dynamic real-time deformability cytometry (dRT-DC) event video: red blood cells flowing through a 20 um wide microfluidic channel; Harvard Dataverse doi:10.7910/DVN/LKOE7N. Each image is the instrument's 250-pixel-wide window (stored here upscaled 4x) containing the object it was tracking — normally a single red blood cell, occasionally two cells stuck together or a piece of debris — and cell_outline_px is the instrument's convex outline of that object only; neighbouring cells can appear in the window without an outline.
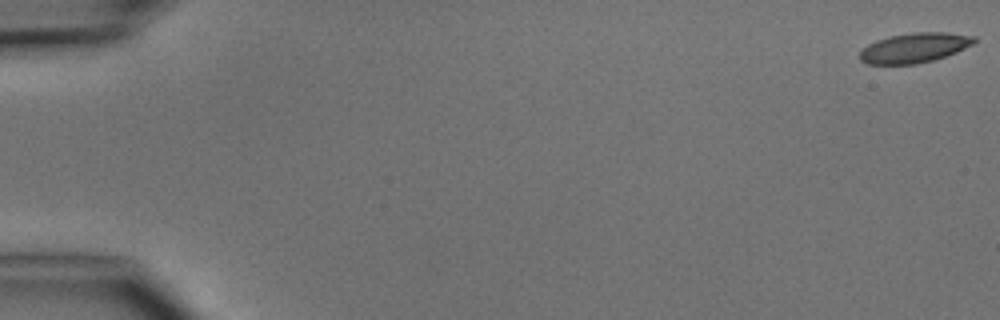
{"species": "common noctule bat (a hibernating species)", "species_latin": "Nyctalus noctula", "temperature_condition": "cold", "stored_images_in_passage": 5, "camera_frame_rate_fps": 3000, "um_per_image_px": 0.085, "animal": {"sex": "male", "body_mass_g": 15.6}, "frame": {"image": 1, "passage_image": 1, "time_ms": 0.0, "image_size_px": [1000, 320], "cell_outline_px": [[976, 40], [972, 44], [956, 52], [932, 60], [916, 64], [868, 64], [860, 60], [860, 52], [868, 44], [876, 40], [892, 36], [912, 32], [948, 32], [976, 36]], "centroid_in_image_um": [77.73, 4.05], "position_along_channel_um": 7.3, "area_um2": 19.71}}